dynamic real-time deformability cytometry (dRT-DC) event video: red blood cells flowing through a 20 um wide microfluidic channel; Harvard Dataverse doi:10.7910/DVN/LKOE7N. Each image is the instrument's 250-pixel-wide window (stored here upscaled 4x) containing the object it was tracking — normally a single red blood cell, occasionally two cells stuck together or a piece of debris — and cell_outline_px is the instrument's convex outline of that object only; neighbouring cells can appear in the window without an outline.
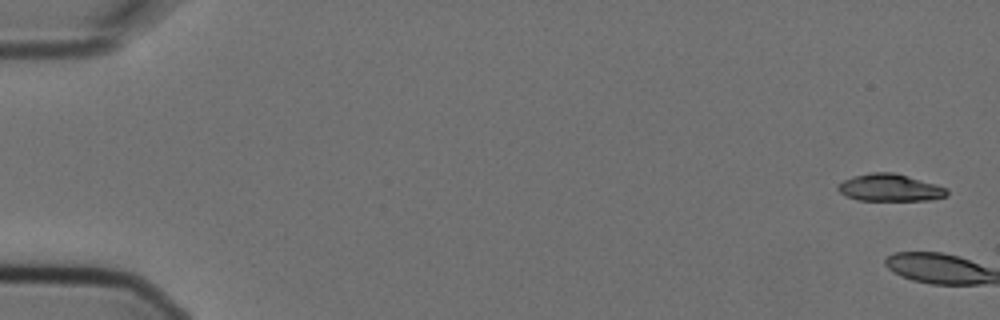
{"species": "Egyptian fruit bat (a non-hibernating species)", "species_latin": "Rousettus aegyptiacus", "temperature_condition": "cold", "stored_images_in_passage": 6, "camera_frame_rate_fps": 3000, "um_per_image_px": 0.085, "animal": {"sex": "female"}, "frame": {"image": 1, "passage_image": 1, "time_ms": 0.0, "image_size_px": [1000, 320], "cell_outline_px": [[948, 196], [928, 200], [856, 200], [844, 196], [836, 188], [836, 184], [852, 176], [872, 172], [896, 172], [936, 184], [948, 188]], "centroid_in_image_um": [75.62, 15.95], "position_along_channel_um": 9.4, "area_um2": 17.57}}